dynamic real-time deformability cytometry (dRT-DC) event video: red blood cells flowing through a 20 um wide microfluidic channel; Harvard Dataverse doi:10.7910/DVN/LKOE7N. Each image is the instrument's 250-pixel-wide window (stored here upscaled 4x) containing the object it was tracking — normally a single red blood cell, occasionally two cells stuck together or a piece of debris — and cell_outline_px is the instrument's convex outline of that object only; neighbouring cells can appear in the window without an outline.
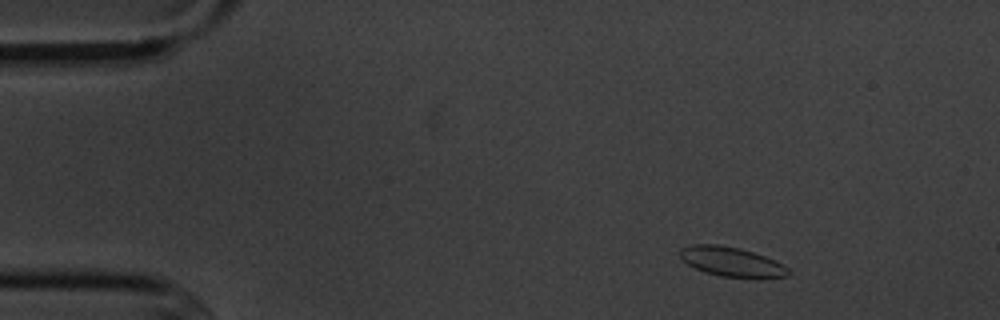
{"species": "common noctule bat (a hibernating species)", "species_latin": "Nyctalus noctula", "temperature_condition": "cold", "stored_images_in_passage": 4, "camera_frame_rate_fps": 3000, "um_per_image_px": 0.085, "animal": {"sex": "male", "body_mass_g": 20.1, "forearm_length_mm": 53.5}, "frame": {"image": 1, "passage_image": 2, "time_ms": 1.0, "image_size_px": [1000, 320], "cell_outline_px": [[788, 276], [720, 276], [704, 272], [688, 264], [680, 256], [680, 248], [692, 244], [720, 244], [740, 248], [764, 256], [788, 268]], "centroid_in_image_um": [62.08, 22.21], "position_along_channel_um": 22.9, "area_um2": 17.92}}